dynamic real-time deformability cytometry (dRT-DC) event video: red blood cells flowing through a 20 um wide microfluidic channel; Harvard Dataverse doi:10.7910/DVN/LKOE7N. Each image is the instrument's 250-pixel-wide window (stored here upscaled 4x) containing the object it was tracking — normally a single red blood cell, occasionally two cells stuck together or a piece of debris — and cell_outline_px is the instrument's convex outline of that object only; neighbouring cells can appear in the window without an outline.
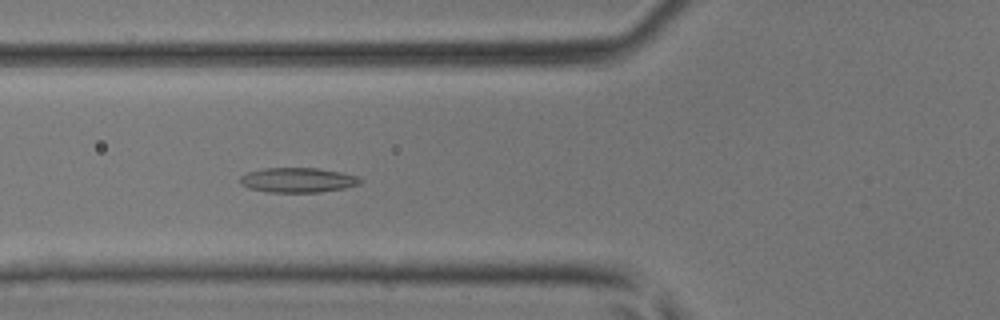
{"species": "common noctule bat (a hibernating species)", "species_latin": "Nyctalus noctula", "temperature_condition": "room temperature", "stored_images_in_passage": 48, "camera_frame_rate_fps": 3000, "um_per_image_px": 0.085, "animal": {"sex": "male", "body_mass_g": 17.9, "forearm_length_mm": 54.2}, "frame": {"image": 1, "passage_image": 18, "time_ms": 5.667, "image_size_px": [1000, 320], "cell_outline_px": [[364, 180], [360, 184], [344, 188], [320, 192], [268, 192], [248, 188], [240, 184], [240, 176], [248, 172], [264, 168], [316, 168], [340, 172], [356, 176]], "centroid_in_image_um": [25.3, 15.31], "position_along_channel_um": 100.5, "area_um2": 17.34}}
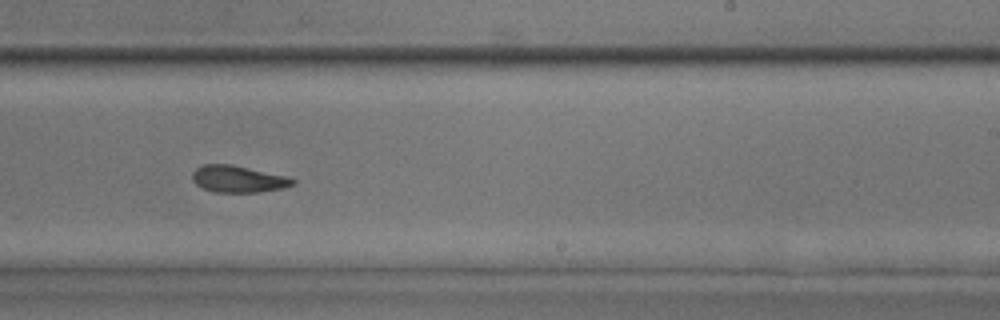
{"frame": {"image": 2, "passage_image": 30, "time_ms": 9.667, "image_size_px": [1000, 320], "cell_outline_px": [[296, 184], [284, 188], [256, 192], [216, 192], [204, 188], [196, 184], [192, 180], [192, 172], [200, 164], [232, 164], [288, 176], [296, 180]], "centroid_in_image_um": [20.26, 15.2], "position_along_channel_um": 268.7, "area_um2": 15.84}}
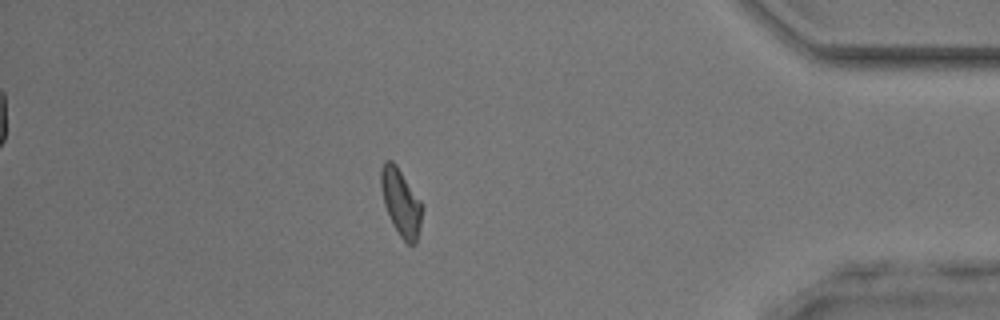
{"frame": {"image": 3, "passage_image": 42, "time_ms": 13.667, "image_size_px": [1000, 320], "cell_outline_px": [[424, 208], [416, 244], [408, 244], [400, 236], [392, 224], [384, 204], [380, 188], [380, 172], [384, 160], [392, 160], [396, 164], [424, 204]], "centroid_in_image_um": [34.09, 17.18], "position_along_channel_um": 401.1, "area_um2": 16.42}, "authors_computed_cell_mechanics": {"area_um2": 16.2996, "velocity_mm_per_s": 4.2175, "shape_relaxation_time_tau1_ms": 6.1973, "shape_relaxation_time_tau2_ms": 2.0953, "deformation_change_tau1": 0.1472, "deformation_change_tau2": 0.0872}}